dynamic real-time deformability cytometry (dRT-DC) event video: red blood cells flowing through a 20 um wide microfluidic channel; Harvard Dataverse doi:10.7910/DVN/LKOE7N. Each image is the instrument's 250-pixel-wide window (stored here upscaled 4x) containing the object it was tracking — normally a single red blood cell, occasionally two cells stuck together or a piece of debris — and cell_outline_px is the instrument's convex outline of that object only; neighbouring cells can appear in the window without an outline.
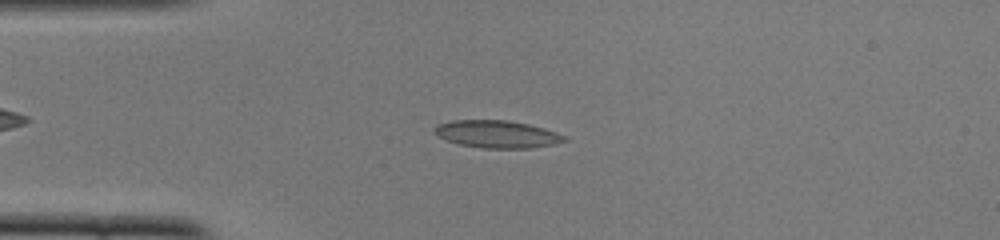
{"species": "common noctule bat (a hibernating species)", "species_latin": "Nyctalus noctula", "temperature_condition": "cold", "stored_images_in_passage": 51, "camera_frame_rate_fps": 3000, "um_per_image_px": 0.085, "animal": {"sex": "female", "body_mass_g": 22.0, "forearm_length_mm": 56.7}, "frame": {"image": 1, "passage_image": 12, "time_ms": 3.667, "image_size_px": [1000, 240], "cell_outline_px": [[568, 140], [556, 144], [528, 148], [484, 148], [460, 144], [448, 140], [432, 132], [432, 128], [436, 124], [452, 120], [508, 120], [528, 124], [544, 128], [556, 132], [564, 136]], "centroid_in_image_um": [42.23, 11.39], "position_along_channel_um": 42.8, "area_um2": 20.75}}
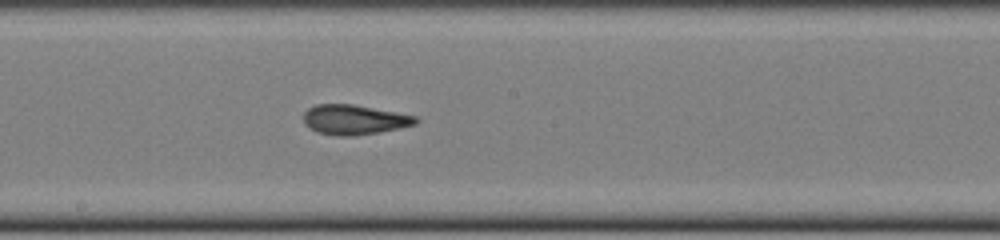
{"frame": {"image": 2, "passage_image": 27, "time_ms": 8.667, "image_size_px": [1000, 240], "cell_outline_px": [[420, 120], [416, 124], [400, 128], [380, 132], [352, 136], [336, 136], [316, 132], [304, 124], [304, 112], [308, 108], [316, 104], [352, 104], [396, 112], [416, 116]], "centroid_in_image_um": [30.11, 10.18], "position_along_channel_um": 218.1, "area_um2": 19.59}}
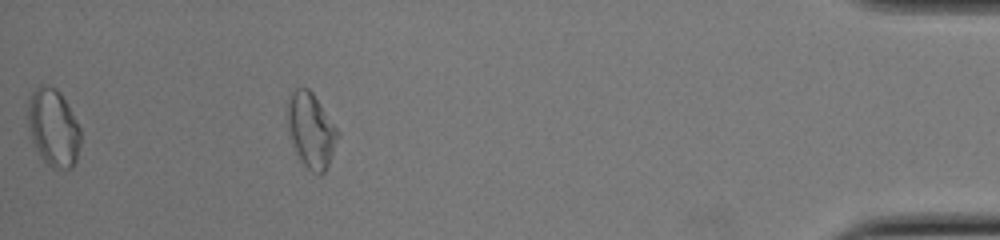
{"frame": {"image": 3, "passage_image": 46, "time_ms": 15.0, "image_size_px": [1000, 240], "cell_outline_px": [[340, 132], [328, 164], [324, 172], [320, 176], [312, 172], [300, 160], [296, 152], [288, 128], [288, 100], [292, 92], [296, 88], [308, 88], [312, 92]], "centroid_in_image_um": [26.45, 11.08], "position_along_channel_um": 408.8, "area_um2": 21.5}, "authors_computed_cell_mechanics": {"area_um2": 19.8832, "velocity_mm_per_s": 3.8804, "shape_relaxation_time_tau1_ms": 5.1889, "shape_relaxation_time_tau2_ms": 1.7115, "deformation_change_tau1": 0.1664, "deformation_change_tau2": 0.0964}}